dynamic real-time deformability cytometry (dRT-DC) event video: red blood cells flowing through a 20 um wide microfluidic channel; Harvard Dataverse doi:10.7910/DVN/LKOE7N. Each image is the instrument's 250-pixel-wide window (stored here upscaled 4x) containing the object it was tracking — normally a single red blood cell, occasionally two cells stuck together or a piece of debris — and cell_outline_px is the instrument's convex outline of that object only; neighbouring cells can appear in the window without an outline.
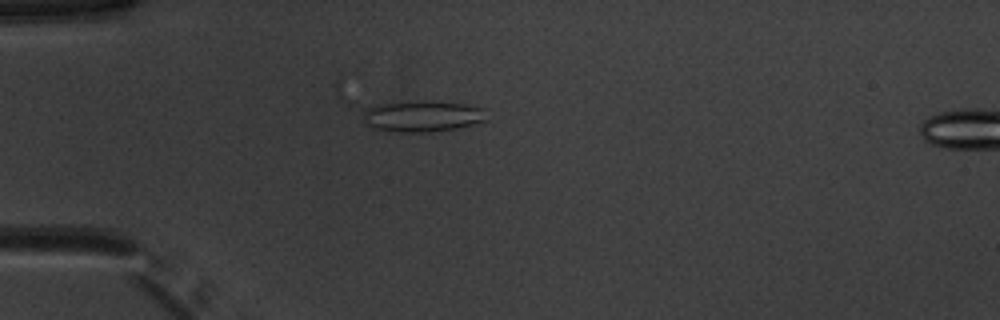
{"species": "common noctule bat (a hibernating species)", "species_latin": "Nyctalus noctula", "temperature_condition": "warm", "stored_images_in_passage": 41, "camera_frame_rate_fps": 3000, "um_per_image_px": 0.085, "animal": {"sex": "male", "body_mass_g": 20.1, "forearm_length_mm": 53.5}, "frame": {"image": 1, "passage_image": 15, "time_ms": 4.667, "image_size_px": [1000, 320], "cell_outline_px": [[488, 120], [456, 128], [428, 132], [400, 132], [372, 128], [364, 124], [364, 108], [376, 104], [420, 100], [432, 100], [464, 104], [484, 108]], "centroid_in_image_um": [35.88, 9.86], "position_along_channel_um": 49.1, "area_um2": 22.77}}
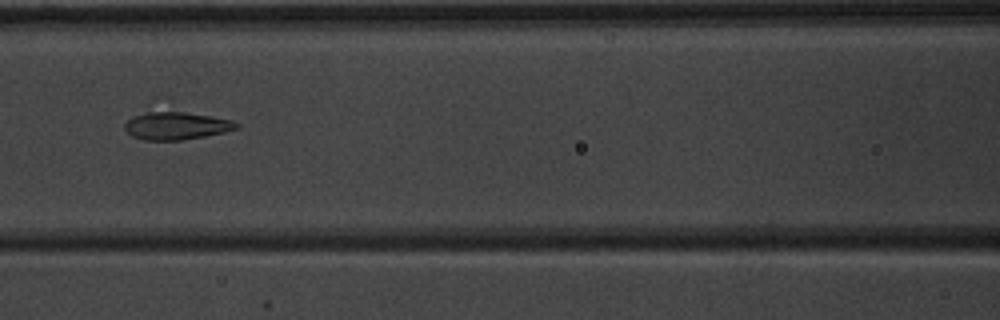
{"frame": {"image": 2, "passage_image": 24, "time_ms": 7.667, "image_size_px": [1000, 320], "cell_outline_px": [[240, 128], [224, 132], [204, 136], [180, 140], [144, 140], [132, 136], [124, 128], [124, 124], [132, 116], [168, 96], [232, 120], [240, 124]], "centroid_in_image_um": [15.0, 10.36], "position_along_channel_um": 151.6, "area_um2": 22.83}}
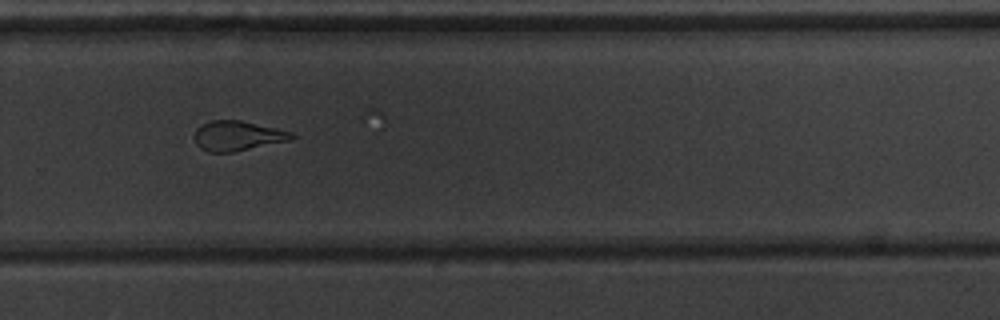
{"frame": {"image": 3, "passage_image": 36, "time_ms": 11.667, "image_size_px": [1000, 320], "cell_outline_px": [[296, 136], [292, 140], [232, 152], [208, 152], [200, 148], [196, 144], [192, 136], [196, 128], [212, 120], [240, 120], [276, 128], [292, 132]], "centroid_in_image_um": [20.17, 11.55], "position_along_channel_um": 309.6, "area_um2": 16.99}}